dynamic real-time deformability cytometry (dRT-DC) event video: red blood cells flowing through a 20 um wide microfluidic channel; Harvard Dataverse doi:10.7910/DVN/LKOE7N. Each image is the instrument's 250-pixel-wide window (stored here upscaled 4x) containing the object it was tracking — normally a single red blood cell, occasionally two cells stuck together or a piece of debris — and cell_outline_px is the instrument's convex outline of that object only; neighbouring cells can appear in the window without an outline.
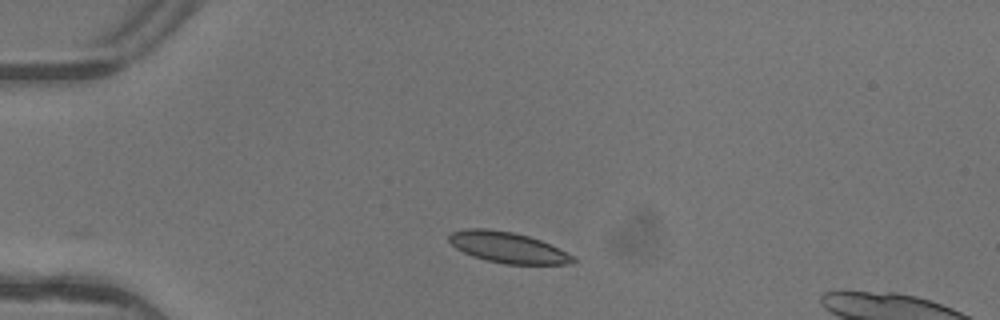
{"species": "common noctule bat (a hibernating species)", "species_latin": "Nyctalus noctula", "temperature_condition": "warm", "stored_images_in_passage": 4, "segment_of_instrument_passage": [1, 2], "camera_frame_rate_fps": 3000, "um_per_image_px": 0.085, "animal": {"sex": "female"}, "frame": {"image": 1, "passage_image": 2, "time_ms": 0.333, "image_size_px": [1000, 320], "cell_outline_px": [[576, 260], [572, 264], [504, 264], [472, 256], [456, 248], [448, 240], [448, 236], [452, 232], [468, 228], [488, 228], [512, 232], [528, 236], [540, 240], [572, 256]], "centroid_in_image_um": [43.11, 21.03], "position_along_channel_um": 41.9, "area_um2": 21.96}}